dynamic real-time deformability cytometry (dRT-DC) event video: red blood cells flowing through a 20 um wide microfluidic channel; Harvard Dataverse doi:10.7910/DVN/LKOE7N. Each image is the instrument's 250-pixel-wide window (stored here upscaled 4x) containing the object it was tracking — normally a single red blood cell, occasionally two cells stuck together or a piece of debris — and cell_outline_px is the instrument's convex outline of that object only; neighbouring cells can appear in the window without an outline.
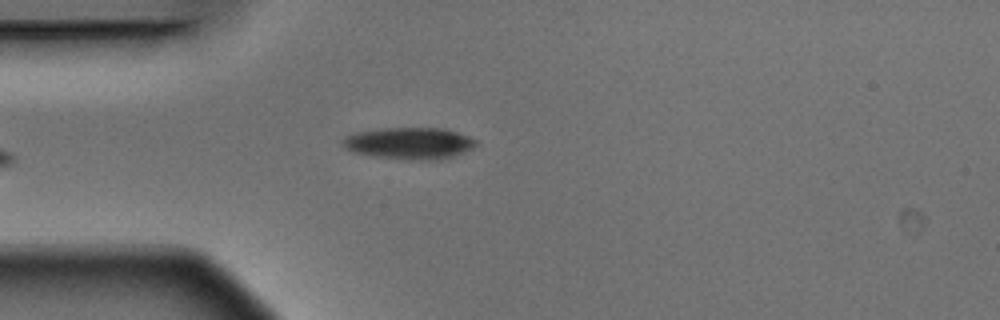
{"species": "Egyptian fruit bat (a non-hibernating species)", "species_latin": "Rousettus aegyptiacus", "temperature_condition": "warm", "stored_images_in_passage": 5, "camera_frame_rate_fps": 3000, "um_per_image_px": 0.085, "animal": {"sex": "male"}, "frame": {"image": 1, "passage_image": 5, "time_ms": 1.333, "image_size_px": [1000, 320], "cell_outline_px": [[476, 144], [472, 148], [464, 152], [440, 160], [408, 160], [372, 156], [352, 152], [344, 148], [340, 144], [340, 140], [344, 136], [356, 132], [380, 128], [440, 128], [456, 132], [468, 136], [476, 140]], "centroid_in_image_um": [34.71, 12.18], "position_along_channel_um": 50.3, "area_um2": 24.91}}